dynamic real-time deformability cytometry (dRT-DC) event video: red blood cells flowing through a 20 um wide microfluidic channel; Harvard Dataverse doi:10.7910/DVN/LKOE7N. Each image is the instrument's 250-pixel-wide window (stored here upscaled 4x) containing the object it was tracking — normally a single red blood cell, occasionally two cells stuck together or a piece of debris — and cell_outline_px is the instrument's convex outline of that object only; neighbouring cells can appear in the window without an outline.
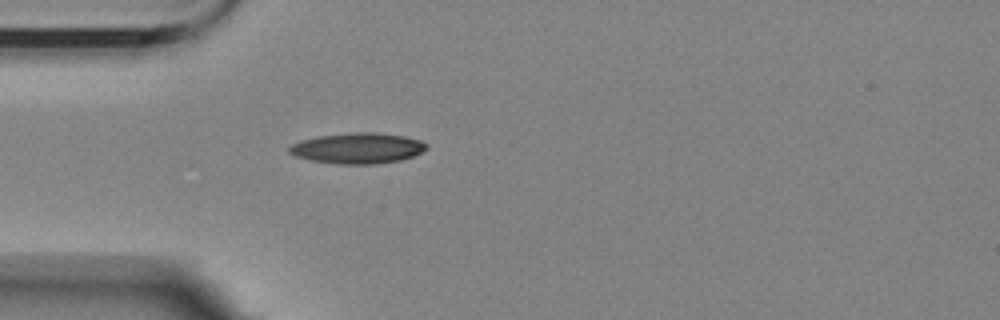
{"species": "Egyptian fruit bat (a non-hibernating species)", "species_latin": "Rousettus aegyptiacus", "temperature_condition": "room temperature", "stored_images_in_passage": 1, "camera_frame_rate_fps": 3000, "um_per_image_px": 0.085, "animal": {"sex": "female"}, "frame": {"image": 1, "passage_image": 1, "time_ms": 0.0, "image_size_px": [1000, 320], "cell_outline_px": [[428, 148], [412, 156], [400, 160], [376, 164], [340, 164], [312, 160], [296, 156], [288, 152], [288, 148], [292, 144], [304, 140], [320, 136], [356, 132], [376, 132], [404, 136], [420, 140], [428, 144]], "centroid_in_image_um": [30.44, 12.6], "position_along_channel_um": 54.6, "area_um2": 24.28}}